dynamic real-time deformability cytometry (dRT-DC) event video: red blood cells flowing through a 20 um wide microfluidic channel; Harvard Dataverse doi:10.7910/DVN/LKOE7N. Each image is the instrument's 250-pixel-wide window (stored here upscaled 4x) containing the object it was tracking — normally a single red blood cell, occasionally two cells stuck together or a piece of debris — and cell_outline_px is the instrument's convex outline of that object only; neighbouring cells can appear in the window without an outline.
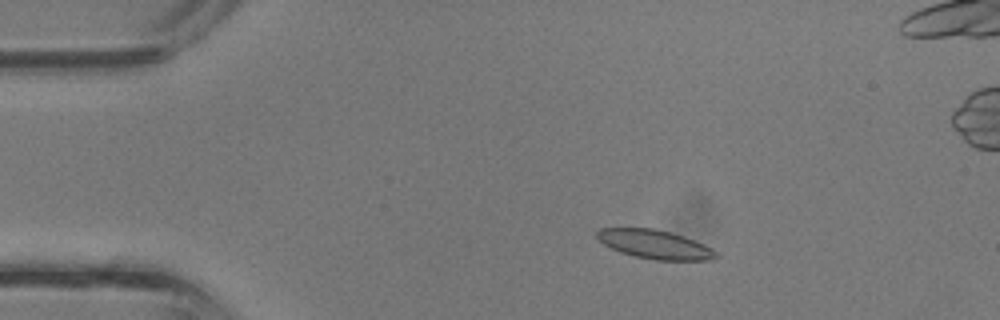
{"species": "common noctule bat (a hibernating species)", "species_latin": "Nyctalus noctula", "temperature_condition": "room temperature", "stored_images_in_passage": 38, "camera_frame_rate_fps": 3000, "um_per_image_px": 0.085, "animal": {"sex": "male", "body_mass_g": 13.3}, "frame": {"image": 1, "passage_image": 6, "time_ms": 1.667, "image_size_px": [1000, 320], "cell_outline_px": [[720, 256], [712, 260], [656, 260], [636, 256], [620, 252], [604, 244], [596, 236], [596, 232], [600, 228], [652, 228], [684, 236], [704, 244], [712, 248]], "centroid_in_image_um": [55.69, 20.77], "position_along_channel_um": 29.3, "area_um2": 19.88}}
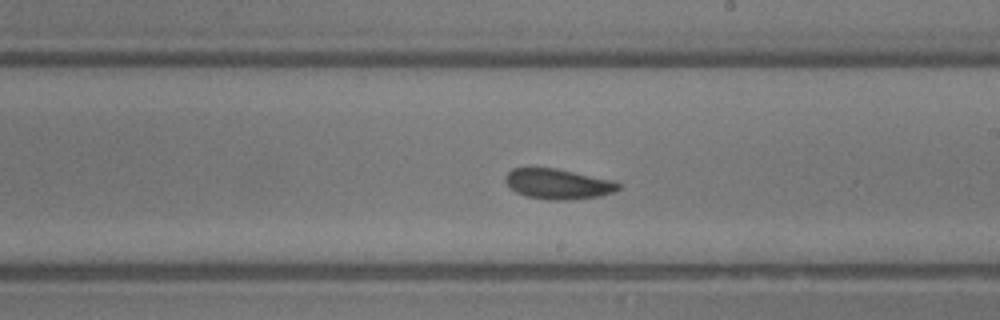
{"frame": {"image": 2, "passage_image": 21, "time_ms": 6.667, "image_size_px": [1000, 320], "cell_outline_px": [[620, 188], [612, 192], [600, 196], [568, 200], [548, 200], [528, 196], [516, 192], [508, 188], [504, 180], [504, 176], [512, 168], [556, 168], [616, 180], [620, 184]], "centroid_in_image_um": [47.43, 15.63], "position_along_channel_um": 241.6, "area_um2": 20.17}}
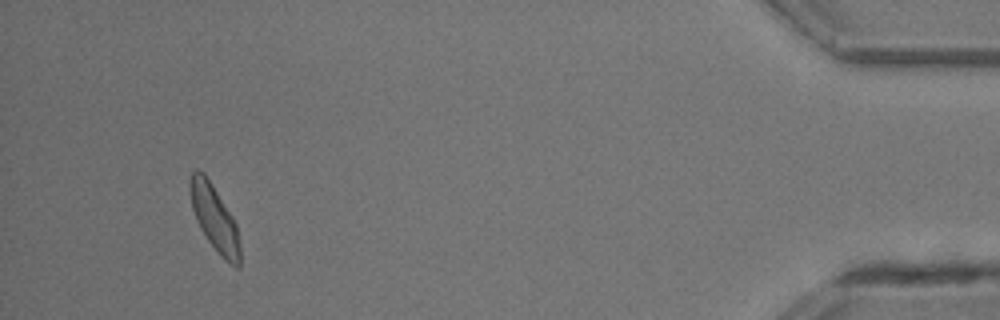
{"frame": {"image": 3, "passage_image": 35, "time_ms": 11.333, "image_size_px": [1000, 320], "cell_outline_px": [[240, 268], [236, 268], [224, 260], [220, 256], [208, 240], [200, 228], [196, 220], [192, 208], [188, 188], [188, 184], [192, 172], [196, 168], [204, 172], [212, 184], [232, 216], [236, 224], [240, 244]], "centroid_in_image_um": [18.22, 18.54], "position_along_channel_um": 417.0, "area_um2": 19.31}}